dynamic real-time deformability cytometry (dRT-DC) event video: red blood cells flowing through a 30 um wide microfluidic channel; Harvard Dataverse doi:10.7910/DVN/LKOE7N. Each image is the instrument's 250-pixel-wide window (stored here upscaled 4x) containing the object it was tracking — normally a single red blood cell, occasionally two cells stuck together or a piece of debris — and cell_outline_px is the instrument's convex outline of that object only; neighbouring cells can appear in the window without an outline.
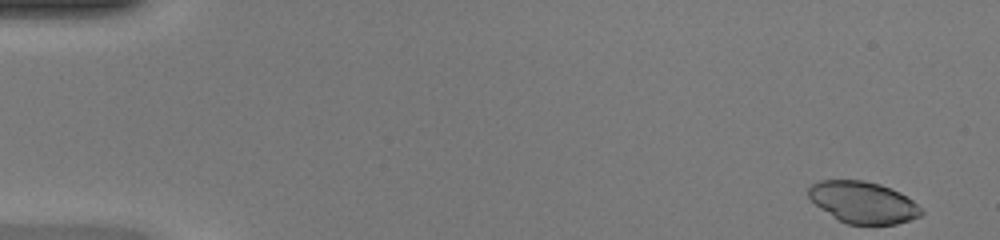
{"species": "common noctule bat (a hibernating species)", "species_latin": "Nyctalus noctula", "temperature_condition": "warm", "stored_images_in_passage": 39, "camera_frame_rate_fps": 3000, "um_per_image_px": 0.085, "animal": {"sex": "female", "body_mass_g": 20.0, "forearm_length_mm": 54.0}, "frame": {"image": 1, "passage_image": 1, "time_ms": 0.0, "image_size_px": [1000, 240], "cell_outline_px": [[924, 212], [920, 216], [896, 224], [848, 224], [832, 216], [820, 208], [808, 196], [808, 188], [812, 184], [820, 180], [864, 180], [880, 184], [900, 192], [912, 200]], "centroid_in_image_um": [73.35, 17.19], "position_along_channel_um": 11.6, "area_um2": 27.17}}
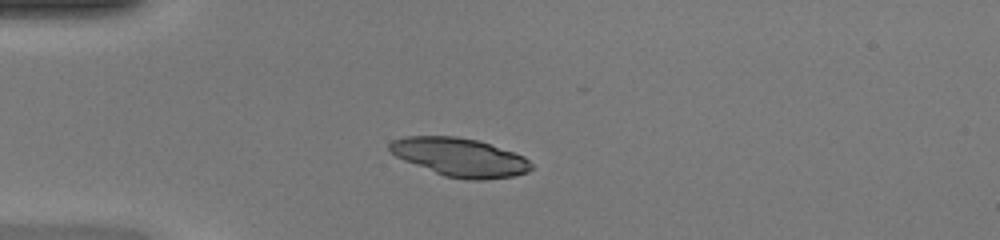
{"frame": {"image": 2, "passage_image": 12, "time_ms": 3.667, "image_size_px": [1000, 240], "cell_outline_px": [[532, 168], [528, 172], [512, 176], [484, 180], [464, 180], [444, 176], [404, 160], [396, 156], [388, 148], [388, 144], [392, 140], [404, 136], [456, 136], [476, 140], [524, 156], [532, 164]], "centroid_in_image_um": [39.07, 13.37], "position_along_channel_um": 45.9, "area_um2": 31.56}}